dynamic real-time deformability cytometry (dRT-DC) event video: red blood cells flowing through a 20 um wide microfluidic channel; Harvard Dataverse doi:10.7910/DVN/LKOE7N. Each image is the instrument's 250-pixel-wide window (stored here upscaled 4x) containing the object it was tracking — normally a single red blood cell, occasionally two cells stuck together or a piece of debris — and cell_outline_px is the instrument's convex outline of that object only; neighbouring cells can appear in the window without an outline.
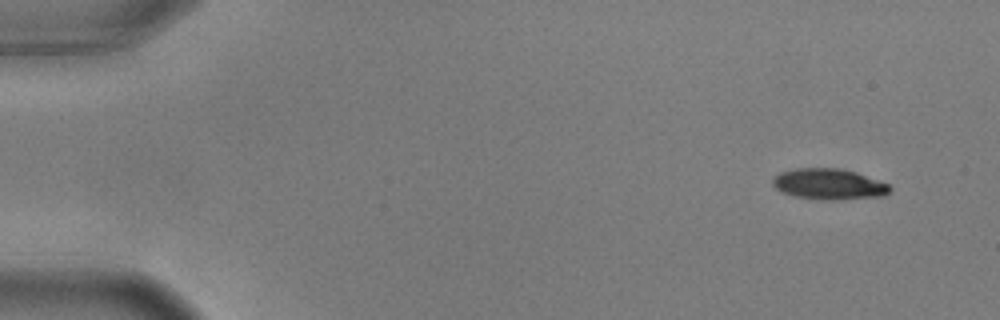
{"species": "common noctule bat (a hibernating species)", "species_latin": "Nyctalus noctula", "temperature_condition": "warm", "stored_images_in_passage": 52, "camera_frame_rate_fps": 3000, "um_per_image_px": 0.085, "animal": {"sex": "male", "body_mass_g": 17.9, "forearm_length_mm": 54.2}, "frame": {"image": 1, "passage_image": 1, "time_ms": 0.0, "image_size_px": [1000, 320], "cell_outline_px": [[892, 188], [884, 196], [832, 200], [792, 196], [780, 192], [772, 184], [772, 180], [780, 172], [796, 168], [840, 168], [856, 172], [888, 184]], "centroid_in_image_um": [70.43, 15.65], "position_along_channel_um": 14.6, "area_um2": 20.98}}
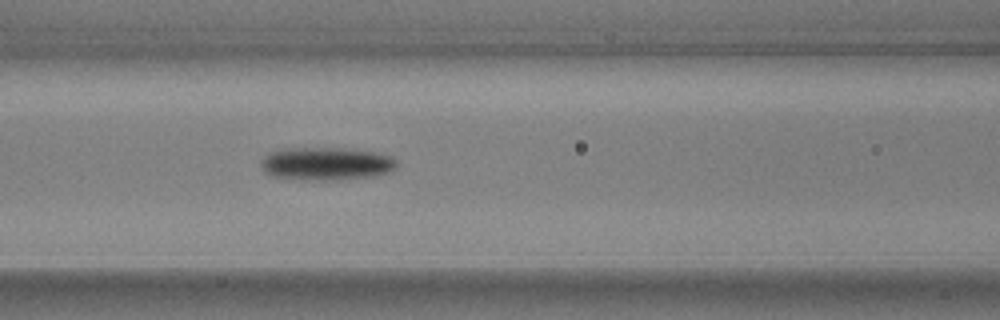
{"frame": {"image": 2, "passage_image": 21, "time_ms": 6.667, "image_size_px": [1000, 320], "cell_outline_px": [[396, 168], [388, 172], [372, 176], [324, 180], [320, 180], [272, 176], [264, 172], [260, 164], [260, 160], [268, 152], [280, 148], [344, 148], [372, 152], [388, 156], [396, 160]], "centroid_in_image_um": [27.65, 13.89], "position_along_channel_um": 139.0, "area_um2": 25.78}}
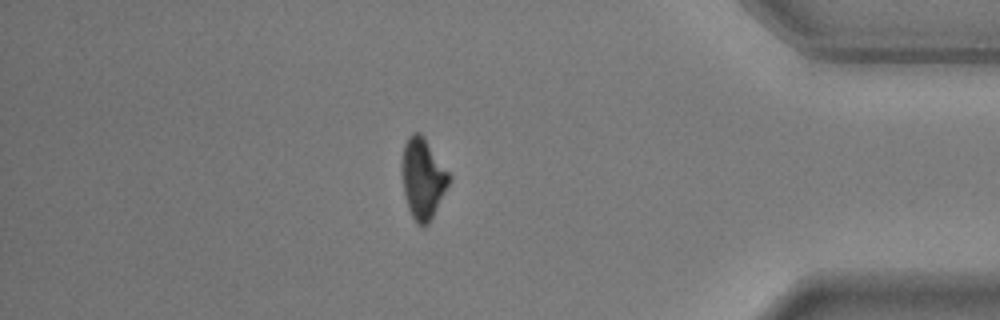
{"frame": {"image": 3, "passage_image": 45, "time_ms": 14.667, "image_size_px": [1000, 320], "cell_outline_px": [[452, 176], [428, 224], [416, 224], [408, 208], [404, 192], [400, 172], [400, 164], [404, 144], [408, 136], [412, 132], [420, 132], [424, 136]], "centroid_in_image_um": [35.9, 15.1], "position_along_channel_um": 399.3, "area_um2": 22.2}, "authors_computed_cell_mechanics": {"area_um2": 22.9177, "velocity_mm_per_s": 3.6474, "shape_relaxation_time_tau1_ms": 3.0096, "shape_relaxation_time_tau2_ms": null, "deformation_change_tau1": 0.1349, "deformation_change_tau2": null}}